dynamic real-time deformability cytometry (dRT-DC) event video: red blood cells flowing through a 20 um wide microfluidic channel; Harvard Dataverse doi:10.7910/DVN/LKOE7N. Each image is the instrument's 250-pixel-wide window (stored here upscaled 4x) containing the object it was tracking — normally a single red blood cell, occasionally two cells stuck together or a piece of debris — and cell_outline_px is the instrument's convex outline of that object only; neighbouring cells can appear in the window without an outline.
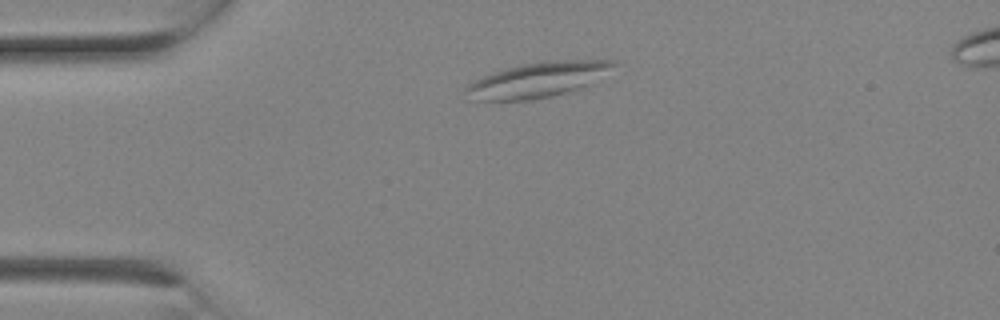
{"species": "Egyptian fruit bat (a non-hibernating species)", "species_latin": "Rousettus aegyptiacus", "temperature_condition": "room temperature", "stored_images_in_passage": 2, "camera_frame_rate_fps": 3000, "um_per_image_px": 0.085, "animal": {"sex": "female"}, "frame": {"image": 1, "passage_image": 1, "time_ms": 0.0, "image_size_px": [1000, 320], "cell_outline_px": [[620, 64], [584, 88], [552, 96], [532, 100], [468, 100], [464, 88], [468, 84], [492, 72], [520, 64], [548, 60], [616, 60]], "centroid_in_image_um": [45.75, 6.78], "position_along_channel_um": 39.3, "area_um2": 30.58}}